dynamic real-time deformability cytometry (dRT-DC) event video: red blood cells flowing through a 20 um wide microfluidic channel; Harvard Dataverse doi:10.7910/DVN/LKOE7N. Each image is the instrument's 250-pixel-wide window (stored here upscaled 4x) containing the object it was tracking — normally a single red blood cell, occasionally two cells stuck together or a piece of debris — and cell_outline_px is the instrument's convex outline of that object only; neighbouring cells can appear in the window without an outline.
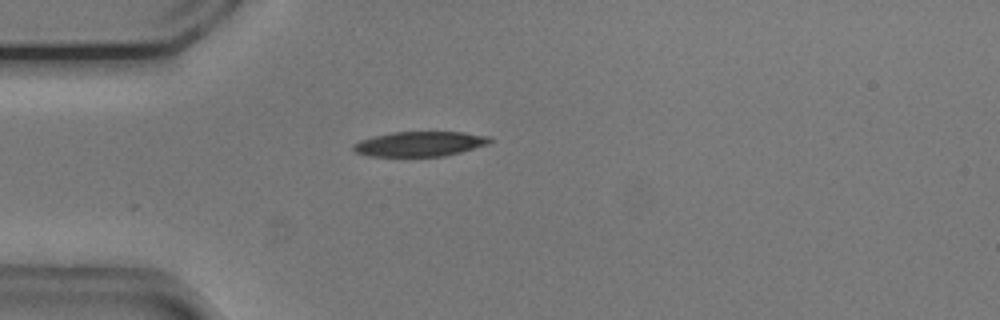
{"species": "common noctule bat (a hibernating species)", "species_latin": "Nyctalus noctula", "temperature_condition": "cold", "stored_images_in_passage": 21, "camera_frame_rate_fps": 3000, "um_per_image_px": 0.085, "animal": {"sex": "male", "body_mass_g": 20.5, "forearm_length_mm": 52.5}, "frame": {"image": 1, "passage_image": 1, "time_ms": 0.0, "image_size_px": [1000, 320], "cell_outline_px": [[492, 140], [488, 144], [460, 152], [444, 156], [368, 156], [356, 152], [352, 148], [352, 144], [360, 140], [372, 136], [392, 132], [464, 132], [488, 136]], "centroid_in_image_um": [35.65, 12.23], "position_along_channel_um": 49.4, "area_um2": 19.77}}